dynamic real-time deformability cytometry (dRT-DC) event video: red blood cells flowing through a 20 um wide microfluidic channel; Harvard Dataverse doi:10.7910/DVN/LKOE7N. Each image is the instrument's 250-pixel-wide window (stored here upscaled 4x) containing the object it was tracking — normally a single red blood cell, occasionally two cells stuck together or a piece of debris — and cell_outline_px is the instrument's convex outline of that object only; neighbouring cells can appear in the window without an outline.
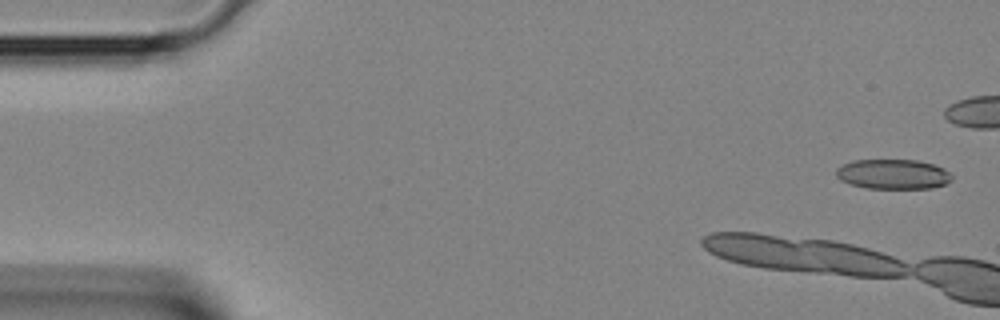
{"species": "Egyptian fruit bat (a non-hibernating species)", "species_latin": "Rousettus aegyptiacus", "temperature_condition": "room temperature", "stored_images_in_passage": 4, "camera_frame_rate_fps": 3000, "um_per_image_px": 0.085, "animal": {"sex": "female"}, "frame": {"image": 1, "passage_image": 1, "time_ms": 0.0, "image_size_px": [1000, 320], "cell_outline_px": [[952, 180], [944, 184], [932, 188], [868, 188], [848, 184], [840, 180], [836, 176], [836, 168], [844, 164], [856, 160], [920, 160], [944, 168], [952, 176]], "centroid_in_image_um": [75.9, 14.8], "position_along_channel_um": 9.1, "area_um2": 20.11}}